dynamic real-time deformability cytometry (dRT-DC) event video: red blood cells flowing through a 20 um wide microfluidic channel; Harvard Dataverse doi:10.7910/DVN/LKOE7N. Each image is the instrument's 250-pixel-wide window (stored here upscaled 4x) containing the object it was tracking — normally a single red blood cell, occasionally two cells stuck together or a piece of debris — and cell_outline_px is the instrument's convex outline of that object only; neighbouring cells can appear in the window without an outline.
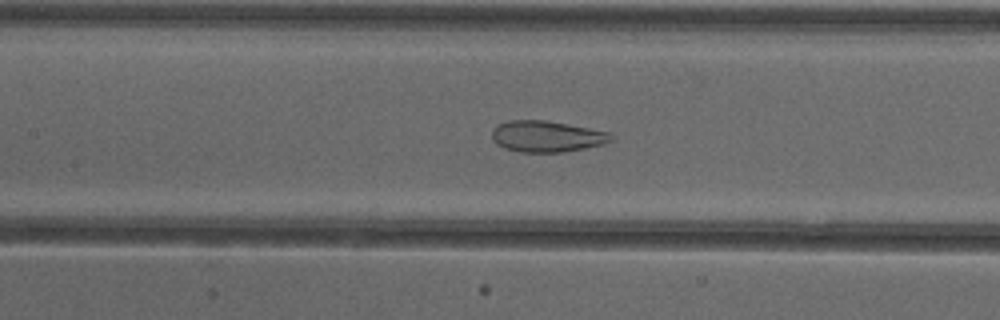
{"species": "common noctule bat (a hibernating species)", "species_latin": "Nyctalus noctula", "temperature_condition": "cold", "stored_images_in_passage": 53, "camera_frame_rate_fps": 3000, "um_per_image_px": 0.085, "animal": {"sex": "female"}, "frame": {"image": 1, "passage_image": 25, "time_ms": 8.0, "image_size_px": [1000, 320], "cell_outline_px": [[616, 136], [612, 140], [604, 144], [584, 148], [560, 152], [520, 152], [504, 148], [496, 144], [492, 140], [492, 128], [496, 124], [508, 120], [544, 120], [588, 128], [608, 132]], "centroid_in_image_um": [46.43, 11.59], "position_along_channel_um": 161.0, "area_um2": 21.73}}
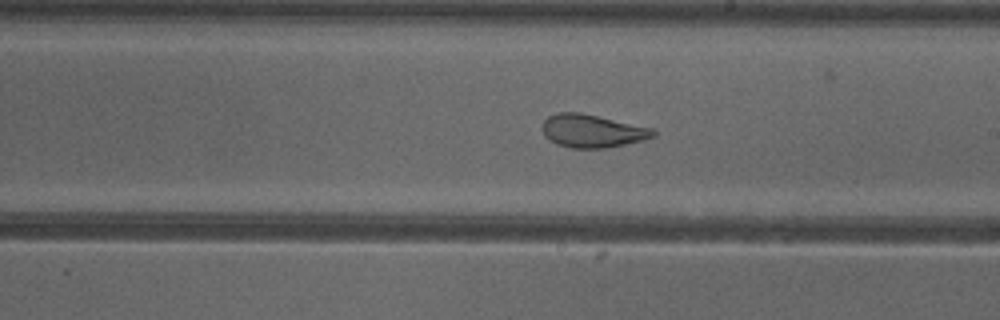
{"frame": {"image": 2, "passage_image": 31, "time_ms": 10.0, "image_size_px": [1000, 320], "cell_outline_px": [[656, 136], [644, 140], [604, 148], [572, 148], [556, 144], [544, 136], [540, 128], [544, 120], [548, 116], [556, 112], [580, 112], [652, 128], [656, 132]], "centroid_in_image_um": [50.3, 11.13], "position_along_channel_um": 238.7, "area_um2": 21.44}}
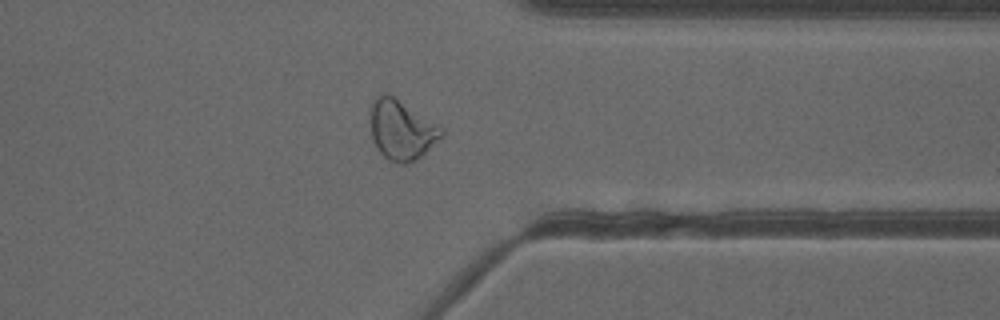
{"frame": {"image": 3, "passage_image": 42, "time_ms": 13.667, "image_size_px": [1000, 320], "cell_outline_px": [[444, 136], [416, 160], [408, 164], [400, 164], [388, 160], [376, 148], [372, 140], [368, 120], [372, 100], [376, 96], [384, 92], [392, 96], [440, 124], [444, 128]], "centroid_in_image_um": [34.11, 11.04], "position_along_channel_um": 377.3, "area_um2": 25.43}, "authors_computed_cell_mechanics": {"area_um2": 27.5128, "velocity_mm_per_s": 3.9006, "shape_relaxation_time_tau1_ms": null, "shape_relaxation_time_tau2_ms": 1.2399, "deformation_change_tau1": null, "deformation_change_tau2": 0.0907}}